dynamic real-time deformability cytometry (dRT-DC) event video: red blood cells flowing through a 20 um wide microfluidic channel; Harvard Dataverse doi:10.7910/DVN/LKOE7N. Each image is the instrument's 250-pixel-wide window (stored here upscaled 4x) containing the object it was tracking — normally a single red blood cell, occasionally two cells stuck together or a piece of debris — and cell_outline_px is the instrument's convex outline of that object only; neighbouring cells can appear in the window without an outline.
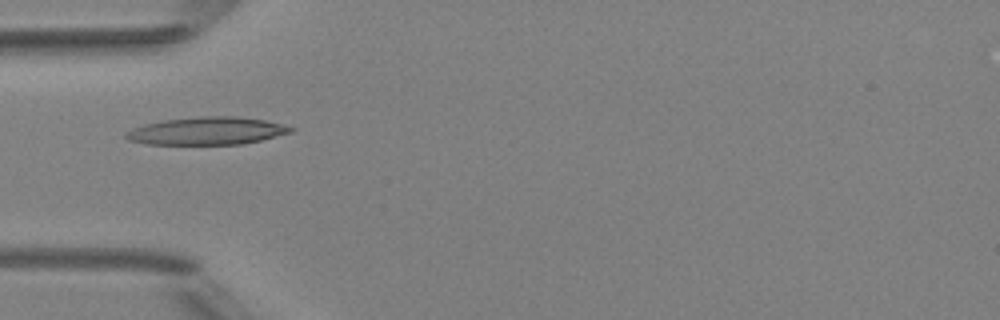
{"species": "Egyptian fruit bat (a non-hibernating species)", "species_latin": "Rousettus aegyptiacus", "temperature_condition": "room temperature", "stored_images_in_passage": 4, "camera_frame_rate_fps": 3000, "um_per_image_px": 0.085, "animal": {"sex": "female"}, "frame": {"image": 1, "passage_image": 4, "time_ms": 3.333, "image_size_px": [1000, 320], "cell_outline_px": [[296, 128], [292, 132], [260, 140], [240, 144], [144, 144], [128, 140], [124, 136], [124, 132], [132, 128], [144, 124], [164, 120], [200, 116], [236, 116], [264, 120]], "centroid_in_image_um": [17.54, 11.12], "position_along_channel_um": 67.5, "area_um2": 26.53}}